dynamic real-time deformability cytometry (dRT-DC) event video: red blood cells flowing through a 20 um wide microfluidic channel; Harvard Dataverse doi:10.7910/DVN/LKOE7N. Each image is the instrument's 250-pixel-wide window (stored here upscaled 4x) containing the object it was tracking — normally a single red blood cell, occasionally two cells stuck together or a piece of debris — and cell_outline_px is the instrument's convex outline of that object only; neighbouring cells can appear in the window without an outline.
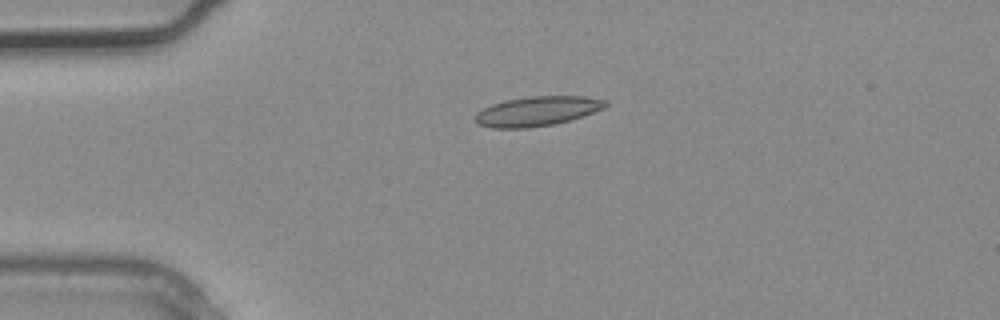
{"species": "common noctule bat (a hibernating species)", "species_latin": "Nyctalus noctula", "temperature_condition": "warm", "stored_images_in_passage": 1, "camera_frame_rate_fps": 3000, "um_per_image_px": 0.085, "animal": {"sex": "male", "body_mass_g": 20.4}, "frame": {"image": 1, "passage_image": 1, "time_ms": 0.0, "image_size_px": [1000, 320], "cell_outline_px": [[608, 104], [604, 108], [584, 116], [572, 120], [556, 124], [528, 128], [492, 128], [480, 124], [476, 120], [476, 112], [492, 104], [504, 100], [532, 96], [584, 96], [608, 100]], "centroid_in_image_um": [45.71, 9.45], "position_along_channel_um": 39.3, "area_um2": 22.6}}